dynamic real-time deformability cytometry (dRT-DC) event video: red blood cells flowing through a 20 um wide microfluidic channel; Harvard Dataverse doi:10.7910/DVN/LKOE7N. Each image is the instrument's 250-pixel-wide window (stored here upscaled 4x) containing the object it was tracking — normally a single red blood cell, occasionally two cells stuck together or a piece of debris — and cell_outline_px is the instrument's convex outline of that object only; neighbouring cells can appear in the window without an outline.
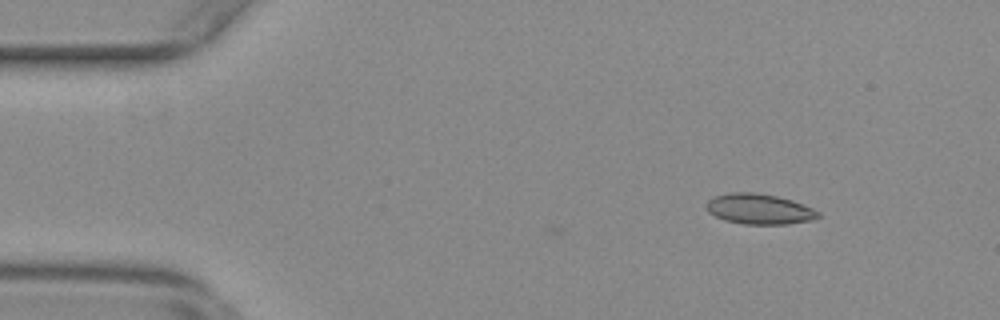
{"species": "common noctule bat (a hibernating species)", "species_latin": "Nyctalus noctula", "temperature_condition": "warm", "stored_images_in_passage": 5, "camera_frame_rate_fps": 3000, "um_per_image_px": 0.085, "animal": {"sex": "female", "body_mass_g": 29.2, "forearm_length_mm": 56.3}, "frame": {"image": 1, "passage_image": 2, "time_ms": 0.333, "image_size_px": [1000, 320], "cell_outline_px": [[820, 216], [812, 220], [788, 224], [744, 224], [724, 220], [708, 212], [704, 208], [704, 204], [708, 200], [716, 196], [732, 192], [756, 192], [776, 196], [792, 200], [812, 208], [820, 212]], "centroid_in_image_um": [64.51, 17.77], "position_along_channel_um": 20.5, "area_um2": 19.88}}